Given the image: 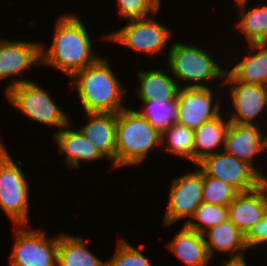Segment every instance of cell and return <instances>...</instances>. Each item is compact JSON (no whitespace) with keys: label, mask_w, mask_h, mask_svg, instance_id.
I'll use <instances>...</instances> for the list:
<instances>
[{"label":"cell","mask_w":267,"mask_h":266,"mask_svg":"<svg viewBox=\"0 0 267 266\" xmlns=\"http://www.w3.org/2000/svg\"><path fill=\"white\" fill-rule=\"evenodd\" d=\"M108 61V58L100 57L70 77L69 88L76 87L84 113H118L127 107L122 101L128 89L122 86Z\"/></svg>","instance_id":"7a4b0ae2"},{"label":"cell","mask_w":267,"mask_h":266,"mask_svg":"<svg viewBox=\"0 0 267 266\" xmlns=\"http://www.w3.org/2000/svg\"><path fill=\"white\" fill-rule=\"evenodd\" d=\"M106 266H153L150 259L124 238L117 241L115 253Z\"/></svg>","instance_id":"f1b7e54d"},{"label":"cell","mask_w":267,"mask_h":266,"mask_svg":"<svg viewBox=\"0 0 267 266\" xmlns=\"http://www.w3.org/2000/svg\"><path fill=\"white\" fill-rule=\"evenodd\" d=\"M267 211V180L249 192H240L228 205V219L246 235Z\"/></svg>","instance_id":"9a60e30c"},{"label":"cell","mask_w":267,"mask_h":266,"mask_svg":"<svg viewBox=\"0 0 267 266\" xmlns=\"http://www.w3.org/2000/svg\"><path fill=\"white\" fill-rule=\"evenodd\" d=\"M161 141V150L194 163V130L185 125L173 124L162 133Z\"/></svg>","instance_id":"484cf974"},{"label":"cell","mask_w":267,"mask_h":266,"mask_svg":"<svg viewBox=\"0 0 267 266\" xmlns=\"http://www.w3.org/2000/svg\"><path fill=\"white\" fill-rule=\"evenodd\" d=\"M171 183L163 227L191 218L203 198V172L198 167L192 172L176 176Z\"/></svg>","instance_id":"30bf717a"},{"label":"cell","mask_w":267,"mask_h":266,"mask_svg":"<svg viewBox=\"0 0 267 266\" xmlns=\"http://www.w3.org/2000/svg\"><path fill=\"white\" fill-rule=\"evenodd\" d=\"M128 23L119 30L101 37L115 44L154 56L168 48V42L173 36V30L157 22L154 17L129 19Z\"/></svg>","instance_id":"52a82bcc"},{"label":"cell","mask_w":267,"mask_h":266,"mask_svg":"<svg viewBox=\"0 0 267 266\" xmlns=\"http://www.w3.org/2000/svg\"><path fill=\"white\" fill-rule=\"evenodd\" d=\"M223 81L226 86L230 84L228 96L231 99L233 113L227 115L229 121L239 124H257L254 120L260 118V114L263 115L264 110L267 109L264 86L237 81L227 71Z\"/></svg>","instance_id":"4fadbf2b"},{"label":"cell","mask_w":267,"mask_h":266,"mask_svg":"<svg viewBox=\"0 0 267 266\" xmlns=\"http://www.w3.org/2000/svg\"><path fill=\"white\" fill-rule=\"evenodd\" d=\"M144 106L138 112L148 120V122L163 133L168 127L177 124L178 101L156 97L151 101H141Z\"/></svg>","instance_id":"d4e9b609"},{"label":"cell","mask_w":267,"mask_h":266,"mask_svg":"<svg viewBox=\"0 0 267 266\" xmlns=\"http://www.w3.org/2000/svg\"><path fill=\"white\" fill-rule=\"evenodd\" d=\"M238 193L230 184L203 173V203L228 206Z\"/></svg>","instance_id":"83f0119b"},{"label":"cell","mask_w":267,"mask_h":266,"mask_svg":"<svg viewBox=\"0 0 267 266\" xmlns=\"http://www.w3.org/2000/svg\"><path fill=\"white\" fill-rule=\"evenodd\" d=\"M26 226L14 228L16 240L9 254V265L57 266L59 235L48 238L46 231L27 230Z\"/></svg>","instance_id":"ba28073f"},{"label":"cell","mask_w":267,"mask_h":266,"mask_svg":"<svg viewBox=\"0 0 267 266\" xmlns=\"http://www.w3.org/2000/svg\"><path fill=\"white\" fill-rule=\"evenodd\" d=\"M234 3L241 17L235 28L244 35L245 41L248 44L267 42V4L247 9L249 0H235Z\"/></svg>","instance_id":"603a6c76"},{"label":"cell","mask_w":267,"mask_h":266,"mask_svg":"<svg viewBox=\"0 0 267 266\" xmlns=\"http://www.w3.org/2000/svg\"><path fill=\"white\" fill-rule=\"evenodd\" d=\"M207 251L212 259L213 254L217 252L227 253L230 260L245 258V235L229 219L209 228L203 233Z\"/></svg>","instance_id":"ac0fdd59"},{"label":"cell","mask_w":267,"mask_h":266,"mask_svg":"<svg viewBox=\"0 0 267 266\" xmlns=\"http://www.w3.org/2000/svg\"><path fill=\"white\" fill-rule=\"evenodd\" d=\"M67 126L53 133L54 142L58 146V154L64 155L65 164L70 168H80L83 163L94 162L99 159L107 160L100 151L78 130ZM72 126V127H71Z\"/></svg>","instance_id":"e0dca14e"},{"label":"cell","mask_w":267,"mask_h":266,"mask_svg":"<svg viewBox=\"0 0 267 266\" xmlns=\"http://www.w3.org/2000/svg\"><path fill=\"white\" fill-rule=\"evenodd\" d=\"M203 123L194 130V164L206 156L222 151L225 136L230 125L229 119L222 115ZM227 118V119H225ZM220 148V149H219Z\"/></svg>","instance_id":"ffe728a7"},{"label":"cell","mask_w":267,"mask_h":266,"mask_svg":"<svg viewBox=\"0 0 267 266\" xmlns=\"http://www.w3.org/2000/svg\"><path fill=\"white\" fill-rule=\"evenodd\" d=\"M41 45L35 41L32 43L23 40L0 39V81L12 77V82H8L5 92L14 86L32 81L16 77L24 74L25 70L30 69L31 66H41Z\"/></svg>","instance_id":"7c38bea8"},{"label":"cell","mask_w":267,"mask_h":266,"mask_svg":"<svg viewBox=\"0 0 267 266\" xmlns=\"http://www.w3.org/2000/svg\"><path fill=\"white\" fill-rule=\"evenodd\" d=\"M264 93H265L266 107H267V85L264 86ZM265 112H267V109Z\"/></svg>","instance_id":"d6a6232c"},{"label":"cell","mask_w":267,"mask_h":266,"mask_svg":"<svg viewBox=\"0 0 267 266\" xmlns=\"http://www.w3.org/2000/svg\"><path fill=\"white\" fill-rule=\"evenodd\" d=\"M85 125L78 130L111 162L116 168V125L117 113L88 112L85 113Z\"/></svg>","instance_id":"2e32d148"},{"label":"cell","mask_w":267,"mask_h":266,"mask_svg":"<svg viewBox=\"0 0 267 266\" xmlns=\"http://www.w3.org/2000/svg\"><path fill=\"white\" fill-rule=\"evenodd\" d=\"M173 43L168 52L167 68L180 88L183 86L179 82L187 81L184 85L187 88H210V80L212 82L216 79L217 81L224 80L226 69L213 59L207 49L181 42Z\"/></svg>","instance_id":"277c9868"},{"label":"cell","mask_w":267,"mask_h":266,"mask_svg":"<svg viewBox=\"0 0 267 266\" xmlns=\"http://www.w3.org/2000/svg\"><path fill=\"white\" fill-rule=\"evenodd\" d=\"M212 87L208 88H180L178 91L177 123L192 130L221 114L220 98L216 99ZM215 97V99H213ZM220 100V101H219ZM214 102V103H213Z\"/></svg>","instance_id":"8fae6325"},{"label":"cell","mask_w":267,"mask_h":266,"mask_svg":"<svg viewBox=\"0 0 267 266\" xmlns=\"http://www.w3.org/2000/svg\"><path fill=\"white\" fill-rule=\"evenodd\" d=\"M221 263H224L223 265H219V266H248L246 263V258H242V259H236V260H230L228 258L221 260Z\"/></svg>","instance_id":"1f68e13d"},{"label":"cell","mask_w":267,"mask_h":266,"mask_svg":"<svg viewBox=\"0 0 267 266\" xmlns=\"http://www.w3.org/2000/svg\"><path fill=\"white\" fill-rule=\"evenodd\" d=\"M84 241L81 235L60 233L57 266H106V261L93 254Z\"/></svg>","instance_id":"cb8c5ba5"},{"label":"cell","mask_w":267,"mask_h":266,"mask_svg":"<svg viewBox=\"0 0 267 266\" xmlns=\"http://www.w3.org/2000/svg\"><path fill=\"white\" fill-rule=\"evenodd\" d=\"M57 19L49 48L41 45V65L55 67L70 78L100 56L94 52L88 28L78 15L67 13Z\"/></svg>","instance_id":"6da1fadb"},{"label":"cell","mask_w":267,"mask_h":266,"mask_svg":"<svg viewBox=\"0 0 267 266\" xmlns=\"http://www.w3.org/2000/svg\"><path fill=\"white\" fill-rule=\"evenodd\" d=\"M118 13L122 19L147 18L157 14L161 8V0H116ZM151 14V15H150Z\"/></svg>","instance_id":"f546056e"},{"label":"cell","mask_w":267,"mask_h":266,"mask_svg":"<svg viewBox=\"0 0 267 266\" xmlns=\"http://www.w3.org/2000/svg\"><path fill=\"white\" fill-rule=\"evenodd\" d=\"M245 243L247 249L254 248L255 250L259 247L258 245L262 247L265 243L267 244V214L251 227L245 235Z\"/></svg>","instance_id":"4dcf8cb0"},{"label":"cell","mask_w":267,"mask_h":266,"mask_svg":"<svg viewBox=\"0 0 267 266\" xmlns=\"http://www.w3.org/2000/svg\"><path fill=\"white\" fill-rule=\"evenodd\" d=\"M166 247L185 266H208L210 264L211 258L203 234L188 228L185 224L166 244Z\"/></svg>","instance_id":"d6986e66"},{"label":"cell","mask_w":267,"mask_h":266,"mask_svg":"<svg viewBox=\"0 0 267 266\" xmlns=\"http://www.w3.org/2000/svg\"><path fill=\"white\" fill-rule=\"evenodd\" d=\"M222 151L246 162L267 180V174L265 175L261 169L263 167L260 166V171L253 164L257 155L267 152V134L263 132L261 126L230 122Z\"/></svg>","instance_id":"5bb4252c"},{"label":"cell","mask_w":267,"mask_h":266,"mask_svg":"<svg viewBox=\"0 0 267 266\" xmlns=\"http://www.w3.org/2000/svg\"><path fill=\"white\" fill-rule=\"evenodd\" d=\"M196 166L205 175L219 178L239 193L252 191L266 181L252 166L224 151L206 156Z\"/></svg>","instance_id":"9c48e42d"},{"label":"cell","mask_w":267,"mask_h":266,"mask_svg":"<svg viewBox=\"0 0 267 266\" xmlns=\"http://www.w3.org/2000/svg\"><path fill=\"white\" fill-rule=\"evenodd\" d=\"M192 219H187L185 225L203 234L209 228L217 226L228 219V206L201 203L195 210Z\"/></svg>","instance_id":"4316f807"},{"label":"cell","mask_w":267,"mask_h":266,"mask_svg":"<svg viewBox=\"0 0 267 266\" xmlns=\"http://www.w3.org/2000/svg\"><path fill=\"white\" fill-rule=\"evenodd\" d=\"M251 52L226 71L237 81L267 85V42L249 43ZM254 52V53H253Z\"/></svg>","instance_id":"44dd1931"},{"label":"cell","mask_w":267,"mask_h":266,"mask_svg":"<svg viewBox=\"0 0 267 266\" xmlns=\"http://www.w3.org/2000/svg\"><path fill=\"white\" fill-rule=\"evenodd\" d=\"M161 135L138 110L129 107L117 113L116 169L140 165L162 144Z\"/></svg>","instance_id":"3957f363"},{"label":"cell","mask_w":267,"mask_h":266,"mask_svg":"<svg viewBox=\"0 0 267 266\" xmlns=\"http://www.w3.org/2000/svg\"><path fill=\"white\" fill-rule=\"evenodd\" d=\"M165 72V73H164ZM139 88L137 94L140 101H151L156 97L176 100L180 86L173 76L163 70H147L143 69L138 72Z\"/></svg>","instance_id":"7402d4cb"},{"label":"cell","mask_w":267,"mask_h":266,"mask_svg":"<svg viewBox=\"0 0 267 266\" xmlns=\"http://www.w3.org/2000/svg\"><path fill=\"white\" fill-rule=\"evenodd\" d=\"M22 161L12 159L0 140V207L11 223L27 225L29 221V182L20 168Z\"/></svg>","instance_id":"5b68a950"},{"label":"cell","mask_w":267,"mask_h":266,"mask_svg":"<svg viewBox=\"0 0 267 266\" xmlns=\"http://www.w3.org/2000/svg\"><path fill=\"white\" fill-rule=\"evenodd\" d=\"M5 95L7 101L29 120L56 127L58 130L55 132L71 122L68 114L54 102L49 92L33 79L10 88Z\"/></svg>","instance_id":"8992f818"}]
</instances>
